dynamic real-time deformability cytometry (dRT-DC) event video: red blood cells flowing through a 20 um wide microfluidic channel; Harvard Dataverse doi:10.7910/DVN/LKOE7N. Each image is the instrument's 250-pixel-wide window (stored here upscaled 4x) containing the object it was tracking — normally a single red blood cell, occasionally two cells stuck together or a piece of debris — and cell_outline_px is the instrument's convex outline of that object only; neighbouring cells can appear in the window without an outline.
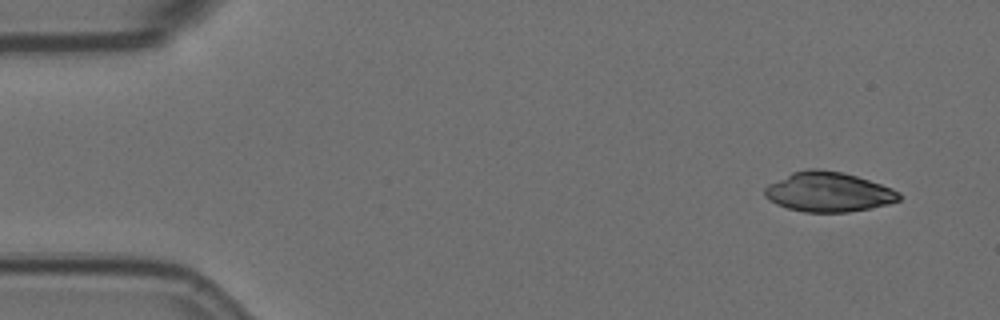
{"species": "Egyptian fruit bat (a non-hibernating species)", "species_latin": "Rousettus aegyptiacus", "temperature_condition": "room temperature", "stored_images_in_passage": 5, "segment_of_instrument_passage": [1, 2], "camera_frame_rate_fps": 3000, "um_per_image_px": 0.085, "animal": {"sex": "female"}, "frame": {"image": 1, "passage_image": 1, "time_ms": 0.0, "image_size_px": [1000, 320], "cell_outline_px": [[904, 196], [900, 200], [888, 204], [872, 208], [848, 212], [804, 212], [788, 208], [776, 204], [768, 200], [764, 196], [764, 188], [768, 184], [792, 172], [812, 168], [816, 168], [840, 172], [856, 176], [892, 188], [900, 192]], "centroid_in_image_um": [70.42, 16.32], "position_along_channel_um": 14.6, "area_um2": 31.21}}